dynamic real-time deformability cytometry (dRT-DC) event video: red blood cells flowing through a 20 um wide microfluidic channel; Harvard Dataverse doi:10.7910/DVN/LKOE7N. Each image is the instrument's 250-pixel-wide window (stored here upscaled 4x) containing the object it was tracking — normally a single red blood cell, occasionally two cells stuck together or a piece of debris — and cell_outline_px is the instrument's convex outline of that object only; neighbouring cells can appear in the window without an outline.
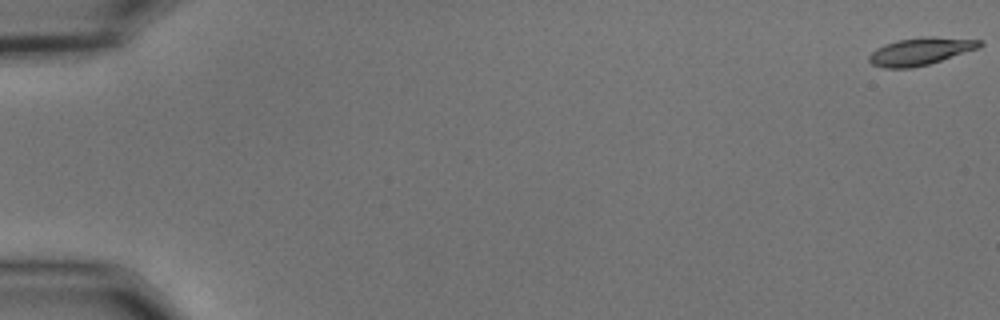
{"species": "common noctule bat (a hibernating species)", "species_latin": "Nyctalus noctula", "temperature_condition": "cold", "stored_images_in_passage": 16, "camera_frame_rate_fps": 3000, "um_per_image_px": 0.085, "animal": {"sex": "male", "body_mass_g": 15.6}, "frame": {"image": 1, "passage_image": 1, "time_ms": 0.0, "image_size_px": [1000, 320], "cell_outline_px": [[984, 44], [980, 48], [928, 64], [912, 68], [884, 68], [872, 64], [868, 60], [868, 56], [876, 48], [884, 44], [896, 40], [928, 36], [984, 40]], "centroid_in_image_um": [78.25, 4.36], "position_along_channel_um": 6.7, "area_um2": 17.8}}
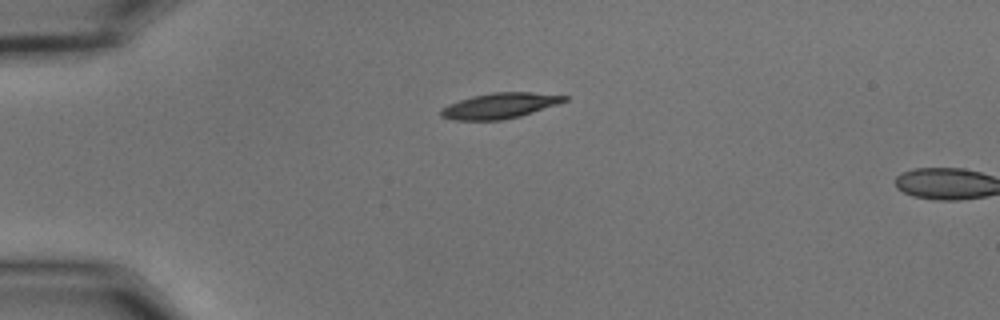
{"frame": {"image": 2, "passage_image": 15, "time_ms": 4.667, "image_size_px": [1000, 320], "cell_outline_px": [[568, 100], [520, 116], [500, 120], [456, 120], [440, 116], [440, 108], [448, 104], [472, 96], [492, 92], [532, 92], [568, 96]], "centroid_in_image_um": [42.44, 8.98], "position_along_channel_um": 42.6, "area_um2": 18.21}}